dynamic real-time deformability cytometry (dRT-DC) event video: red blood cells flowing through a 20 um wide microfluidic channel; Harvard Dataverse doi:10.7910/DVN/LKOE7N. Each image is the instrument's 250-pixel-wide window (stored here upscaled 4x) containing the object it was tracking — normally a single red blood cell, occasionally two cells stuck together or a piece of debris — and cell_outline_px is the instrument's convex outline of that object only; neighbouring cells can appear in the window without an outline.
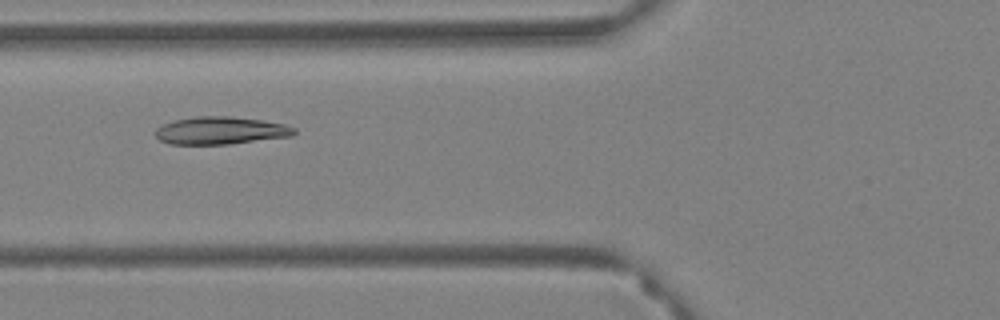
{"species": "Egyptian fruit bat (a non-hibernating species)", "species_latin": "Rousettus aegyptiacus", "temperature_condition": "warm", "stored_images_in_passage": 36, "camera_frame_rate_fps": 3000, "um_per_image_px": 0.085, "animal": {"sex": "female"}, "frame": {"image": 1, "passage_image": 10, "time_ms": 3.0, "image_size_px": [1000, 320], "cell_outline_px": [[296, 132], [292, 136], [228, 144], [168, 144], [160, 140], [156, 136], [156, 128], [164, 124], [176, 120], [196, 116], [228, 116], [260, 120], [284, 124], [296, 128]], "centroid_in_image_um": [18.75, 11.1], "position_along_channel_um": 107.0, "area_um2": 22.14}}
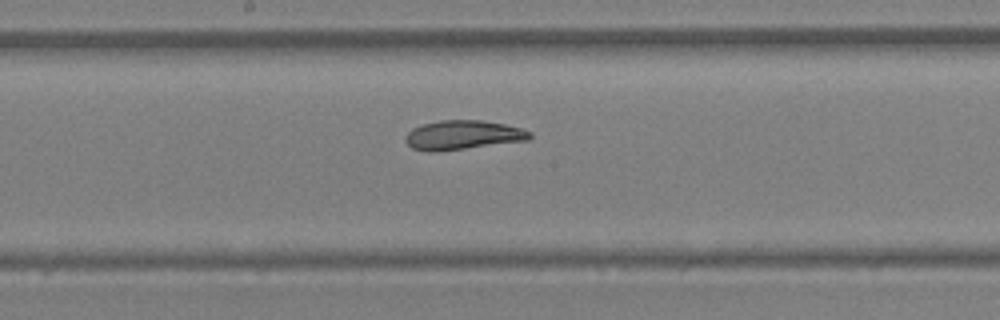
{"frame": {"image": 2, "passage_image": 19, "time_ms": 6.0, "image_size_px": [1000, 320], "cell_outline_px": [[532, 136], [528, 140], [436, 152], [428, 152], [412, 148], [404, 140], [404, 136], [412, 128], [424, 124], [440, 120], [484, 120], [504, 124], [520, 128], [532, 132]], "centroid_in_image_um": [39.32, 11.48], "position_along_channel_um": 208.9, "area_um2": 21.21}}
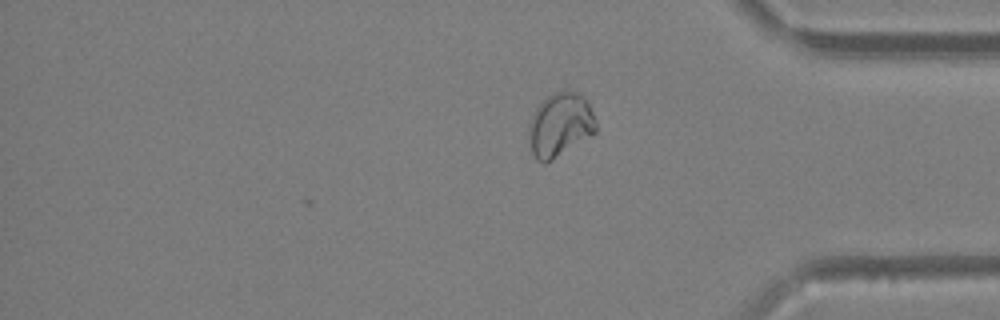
{"frame": {"image": 3, "passage_image": 36, "time_ms": 11.667, "image_size_px": [1000, 320], "cell_outline_px": [[596, 132], [552, 160], [544, 164], [536, 160], [532, 152], [528, 132], [528, 124], [536, 108], [548, 96], [556, 92], [580, 92], [588, 100], [596, 120]], "centroid_in_image_um": [47.61, 10.62], "position_along_channel_um": 387.6, "area_um2": 24.91}, "authors_computed_cell_mechanics": {"area_um2": 21.3282, "velocity_mm_per_s": 3.3941, "shape_relaxation_time_tau1_ms": null, "shape_relaxation_time_tau2_ms": 1.6845, "deformation_change_tau1": null, "deformation_change_tau2": 0.0355}}